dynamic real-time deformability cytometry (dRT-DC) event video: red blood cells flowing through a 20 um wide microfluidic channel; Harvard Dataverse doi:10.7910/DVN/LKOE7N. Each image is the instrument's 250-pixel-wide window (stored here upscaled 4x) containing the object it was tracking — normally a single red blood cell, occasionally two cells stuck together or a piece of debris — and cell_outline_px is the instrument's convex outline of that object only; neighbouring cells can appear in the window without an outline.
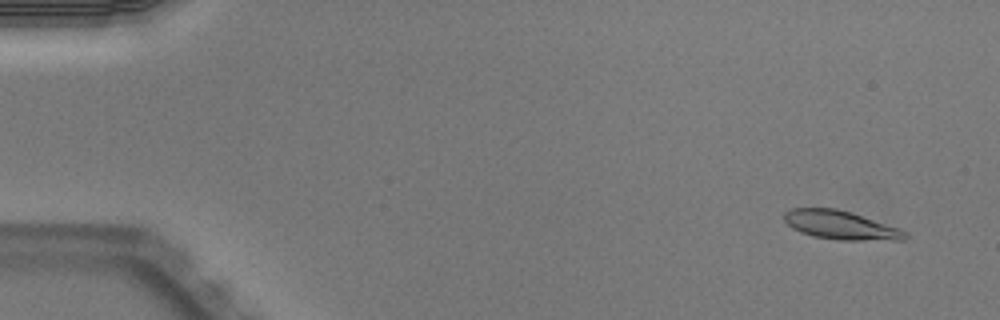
{"species": "Egyptian fruit bat (a non-hibernating species)", "species_latin": "Rousettus aegyptiacus", "temperature_condition": "warm", "stored_images_in_passage": 38, "camera_frame_rate_fps": 3000, "um_per_image_px": 0.085, "animal": {"sex": "male"}, "frame": {"image": 1, "passage_image": 4, "time_ms": 1.0, "image_size_px": [1000, 320], "cell_outline_px": [[908, 236], [904, 240], [836, 240], [812, 236], [800, 232], [792, 228], [784, 220], [784, 212], [792, 208], [836, 208], [852, 212], [900, 228], [908, 232]], "centroid_in_image_um": [71.48, 19.14], "position_along_channel_um": 13.5, "area_um2": 20.46}}
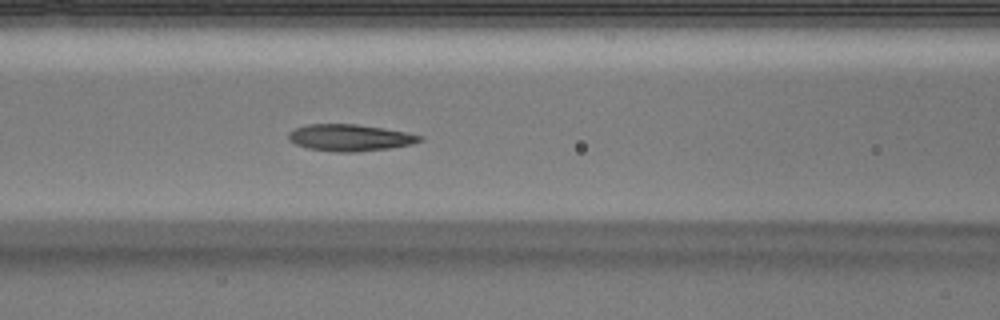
{"frame": {"image": 2, "passage_image": 23, "time_ms": 7.333, "image_size_px": [1000, 320], "cell_outline_px": [[424, 140], [412, 144], [388, 148], [356, 152], [340, 152], [308, 148], [296, 144], [288, 140], [288, 132], [296, 128], [308, 124], [356, 124], [384, 128], [424, 136]], "centroid_in_image_um": [29.75, 11.7], "position_along_channel_um": 136.9, "area_um2": 20.35}}
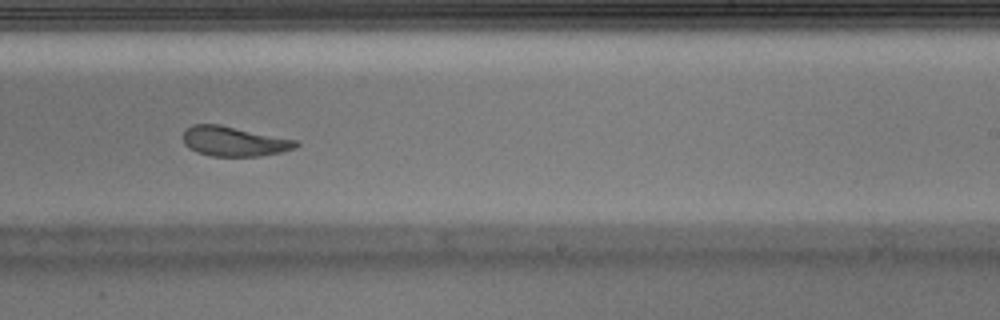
{"frame": {"image": 3, "passage_image": 33, "time_ms": 10.667, "image_size_px": [1000, 320], "cell_outline_px": [[300, 144], [296, 148], [280, 152], [260, 156], [212, 156], [196, 152], [184, 144], [184, 128], [192, 124], [220, 124], [296, 140]], "centroid_in_image_um": [19.87, 12.01], "position_along_channel_um": 269.1, "area_um2": 19.59}}